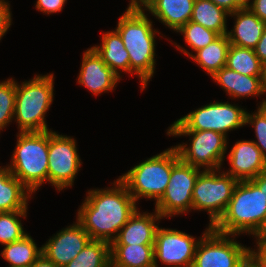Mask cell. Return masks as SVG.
<instances>
[{
  "mask_svg": "<svg viewBox=\"0 0 266 267\" xmlns=\"http://www.w3.org/2000/svg\"><path fill=\"white\" fill-rule=\"evenodd\" d=\"M113 187L90 189L77 210L76 220L92 240L111 243L138 209L127 186L117 178Z\"/></svg>",
  "mask_w": 266,
  "mask_h": 267,
  "instance_id": "1",
  "label": "cell"
},
{
  "mask_svg": "<svg viewBox=\"0 0 266 267\" xmlns=\"http://www.w3.org/2000/svg\"><path fill=\"white\" fill-rule=\"evenodd\" d=\"M147 15L144 9H126L115 28L129 53L130 75L138 76L141 91L154 77L156 35L161 34Z\"/></svg>",
  "mask_w": 266,
  "mask_h": 267,
  "instance_id": "2",
  "label": "cell"
},
{
  "mask_svg": "<svg viewBox=\"0 0 266 267\" xmlns=\"http://www.w3.org/2000/svg\"><path fill=\"white\" fill-rule=\"evenodd\" d=\"M266 224V197L251 180L239 181L224 214L212 226L222 234L255 238Z\"/></svg>",
  "mask_w": 266,
  "mask_h": 267,
  "instance_id": "3",
  "label": "cell"
},
{
  "mask_svg": "<svg viewBox=\"0 0 266 267\" xmlns=\"http://www.w3.org/2000/svg\"><path fill=\"white\" fill-rule=\"evenodd\" d=\"M54 74L35 75L22 84L16 81L15 111L13 120L18 132L49 131L45 115L54 99Z\"/></svg>",
  "mask_w": 266,
  "mask_h": 267,
  "instance_id": "4",
  "label": "cell"
},
{
  "mask_svg": "<svg viewBox=\"0 0 266 267\" xmlns=\"http://www.w3.org/2000/svg\"><path fill=\"white\" fill-rule=\"evenodd\" d=\"M8 168L32 193L48 182L49 131L19 132Z\"/></svg>",
  "mask_w": 266,
  "mask_h": 267,
  "instance_id": "5",
  "label": "cell"
},
{
  "mask_svg": "<svg viewBox=\"0 0 266 267\" xmlns=\"http://www.w3.org/2000/svg\"><path fill=\"white\" fill-rule=\"evenodd\" d=\"M174 167V147L147 158L118 178L127 186L137 202L140 198L154 199L155 204L165 193Z\"/></svg>",
  "mask_w": 266,
  "mask_h": 267,
  "instance_id": "6",
  "label": "cell"
},
{
  "mask_svg": "<svg viewBox=\"0 0 266 267\" xmlns=\"http://www.w3.org/2000/svg\"><path fill=\"white\" fill-rule=\"evenodd\" d=\"M168 136H189L188 143L174 146L179 158L193 167L204 170L221 169L226 159L228 140L225 135L212 130H167Z\"/></svg>",
  "mask_w": 266,
  "mask_h": 267,
  "instance_id": "7",
  "label": "cell"
},
{
  "mask_svg": "<svg viewBox=\"0 0 266 267\" xmlns=\"http://www.w3.org/2000/svg\"><path fill=\"white\" fill-rule=\"evenodd\" d=\"M246 108H241L238 104L213 101L210 104L190 111L177 121H175L167 130H212L225 135L245 125Z\"/></svg>",
  "mask_w": 266,
  "mask_h": 267,
  "instance_id": "8",
  "label": "cell"
},
{
  "mask_svg": "<svg viewBox=\"0 0 266 267\" xmlns=\"http://www.w3.org/2000/svg\"><path fill=\"white\" fill-rule=\"evenodd\" d=\"M204 170L195 183L192 194V210L206 211L212 227L224 214L239 182L225 171Z\"/></svg>",
  "mask_w": 266,
  "mask_h": 267,
  "instance_id": "9",
  "label": "cell"
},
{
  "mask_svg": "<svg viewBox=\"0 0 266 267\" xmlns=\"http://www.w3.org/2000/svg\"><path fill=\"white\" fill-rule=\"evenodd\" d=\"M235 237L216 232L208 224L197 244L192 267H241L252 248L242 245Z\"/></svg>",
  "mask_w": 266,
  "mask_h": 267,
  "instance_id": "10",
  "label": "cell"
},
{
  "mask_svg": "<svg viewBox=\"0 0 266 267\" xmlns=\"http://www.w3.org/2000/svg\"><path fill=\"white\" fill-rule=\"evenodd\" d=\"M183 162L174 147V167L171 170L168 186L155 210L164 218L186 214L192 210V194L196 180L203 171Z\"/></svg>",
  "mask_w": 266,
  "mask_h": 267,
  "instance_id": "11",
  "label": "cell"
},
{
  "mask_svg": "<svg viewBox=\"0 0 266 267\" xmlns=\"http://www.w3.org/2000/svg\"><path fill=\"white\" fill-rule=\"evenodd\" d=\"M49 130L48 183L58 192L72 187L82 160L73 137Z\"/></svg>",
  "mask_w": 266,
  "mask_h": 267,
  "instance_id": "12",
  "label": "cell"
},
{
  "mask_svg": "<svg viewBox=\"0 0 266 267\" xmlns=\"http://www.w3.org/2000/svg\"><path fill=\"white\" fill-rule=\"evenodd\" d=\"M200 238L176 229L158 227L154 242V267H159V261L166 267H192Z\"/></svg>",
  "mask_w": 266,
  "mask_h": 267,
  "instance_id": "13",
  "label": "cell"
},
{
  "mask_svg": "<svg viewBox=\"0 0 266 267\" xmlns=\"http://www.w3.org/2000/svg\"><path fill=\"white\" fill-rule=\"evenodd\" d=\"M91 237L76 220L59 230L42 247V254L58 267H64L91 241Z\"/></svg>",
  "mask_w": 266,
  "mask_h": 267,
  "instance_id": "14",
  "label": "cell"
},
{
  "mask_svg": "<svg viewBox=\"0 0 266 267\" xmlns=\"http://www.w3.org/2000/svg\"><path fill=\"white\" fill-rule=\"evenodd\" d=\"M81 61L77 83L87 88L92 94L98 96L103 92H112L120 82L117 75L92 47L84 51Z\"/></svg>",
  "mask_w": 266,
  "mask_h": 267,
  "instance_id": "15",
  "label": "cell"
},
{
  "mask_svg": "<svg viewBox=\"0 0 266 267\" xmlns=\"http://www.w3.org/2000/svg\"><path fill=\"white\" fill-rule=\"evenodd\" d=\"M225 171L238 181L251 180L266 170V158L251 140H239L232 146Z\"/></svg>",
  "mask_w": 266,
  "mask_h": 267,
  "instance_id": "16",
  "label": "cell"
},
{
  "mask_svg": "<svg viewBox=\"0 0 266 267\" xmlns=\"http://www.w3.org/2000/svg\"><path fill=\"white\" fill-rule=\"evenodd\" d=\"M162 218L155 209L153 213H140L138 208L110 245H154L156 231ZM157 221L159 222L156 223Z\"/></svg>",
  "mask_w": 266,
  "mask_h": 267,
  "instance_id": "17",
  "label": "cell"
},
{
  "mask_svg": "<svg viewBox=\"0 0 266 267\" xmlns=\"http://www.w3.org/2000/svg\"><path fill=\"white\" fill-rule=\"evenodd\" d=\"M234 26L227 36L231 45L254 49L266 29V21L260 20L250 9L241 8L230 13Z\"/></svg>",
  "mask_w": 266,
  "mask_h": 267,
  "instance_id": "18",
  "label": "cell"
},
{
  "mask_svg": "<svg viewBox=\"0 0 266 267\" xmlns=\"http://www.w3.org/2000/svg\"><path fill=\"white\" fill-rule=\"evenodd\" d=\"M213 81L229 95L230 98H248L265 95L263 77H252L222 67L212 77Z\"/></svg>",
  "mask_w": 266,
  "mask_h": 267,
  "instance_id": "19",
  "label": "cell"
},
{
  "mask_svg": "<svg viewBox=\"0 0 266 267\" xmlns=\"http://www.w3.org/2000/svg\"><path fill=\"white\" fill-rule=\"evenodd\" d=\"M194 3L195 0H151L144 10L177 32L190 21Z\"/></svg>",
  "mask_w": 266,
  "mask_h": 267,
  "instance_id": "20",
  "label": "cell"
},
{
  "mask_svg": "<svg viewBox=\"0 0 266 267\" xmlns=\"http://www.w3.org/2000/svg\"><path fill=\"white\" fill-rule=\"evenodd\" d=\"M92 48L120 80L122 72L130 74L129 53L116 30L104 32L101 44L92 46Z\"/></svg>",
  "mask_w": 266,
  "mask_h": 267,
  "instance_id": "21",
  "label": "cell"
},
{
  "mask_svg": "<svg viewBox=\"0 0 266 267\" xmlns=\"http://www.w3.org/2000/svg\"><path fill=\"white\" fill-rule=\"evenodd\" d=\"M32 194L8 166H0V212L27 211Z\"/></svg>",
  "mask_w": 266,
  "mask_h": 267,
  "instance_id": "22",
  "label": "cell"
},
{
  "mask_svg": "<svg viewBox=\"0 0 266 267\" xmlns=\"http://www.w3.org/2000/svg\"><path fill=\"white\" fill-rule=\"evenodd\" d=\"M173 44L180 52L196 62L203 71L205 70L210 77L226 66L227 52L230 46L227 34L220 35L215 41L194 54L175 42Z\"/></svg>",
  "mask_w": 266,
  "mask_h": 267,
  "instance_id": "23",
  "label": "cell"
},
{
  "mask_svg": "<svg viewBox=\"0 0 266 267\" xmlns=\"http://www.w3.org/2000/svg\"><path fill=\"white\" fill-rule=\"evenodd\" d=\"M111 267H154V245H110Z\"/></svg>",
  "mask_w": 266,
  "mask_h": 267,
  "instance_id": "24",
  "label": "cell"
},
{
  "mask_svg": "<svg viewBox=\"0 0 266 267\" xmlns=\"http://www.w3.org/2000/svg\"><path fill=\"white\" fill-rule=\"evenodd\" d=\"M3 246L1 256L10 264L7 267H31L42 255V247H37L30 234L25 235L21 240Z\"/></svg>",
  "mask_w": 266,
  "mask_h": 267,
  "instance_id": "25",
  "label": "cell"
},
{
  "mask_svg": "<svg viewBox=\"0 0 266 267\" xmlns=\"http://www.w3.org/2000/svg\"><path fill=\"white\" fill-rule=\"evenodd\" d=\"M230 15L226 10L215 5L211 0H195L190 21L217 32L227 34V18Z\"/></svg>",
  "mask_w": 266,
  "mask_h": 267,
  "instance_id": "26",
  "label": "cell"
},
{
  "mask_svg": "<svg viewBox=\"0 0 266 267\" xmlns=\"http://www.w3.org/2000/svg\"><path fill=\"white\" fill-rule=\"evenodd\" d=\"M226 67L243 75L263 77L264 65L251 48H241L230 44Z\"/></svg>",
  "mask_w": 266,
  "mask_h": 267,
  "instance_id": "27",
  "label": "cell"
},
{
  "mask_svg": "<svg viewBox=\"0 0 266 267\" xmlns=\"http://www.w3.org/2000/svg\"><path fill=\"white\" fill-rule=\"evenodd\" d=\"M64 267H111L110 243L103 240H91Z\"/></svg>",
  "mask_w": 266,
  "mask_h": 267,
  "instance_id": "28",
  "label": "cell"
},
{
  "mask_svg": "<svg viewBox=\"0 0 266 267\" xmlns=\"http://www.w3.org/2000/svg\"><path fill=\"white\" fill-rule=\"evenodd\" d=\"M27 211L0 212V244L5 245L21 240L28 234L24 231L21 220L26 218Z\"/></svg>",
  "mask_w": 266,
  "mask_h": 267,
  "instance_id": "29",
  "label": "cell"
},
{
  "mask_svg": "<svg viewBox=\"0 0 266 267\" xmlns=\"http://www.w3.org/2000/svg\"><path fill=\"white\" fill-rule=\"evenodd\" d=\"M177 33L183 35L184 41L194 52L208 46L220 36L217 32L193 21L186 23Z\"/></svg>",
  "mask_w": 266,
  "mask_h": 267,
  "instance_id": "30",
  "label": "cell"
},
{
  "mask_svg": "<svg viewBox=\"0 0 266 267\" xmlns=\"http://www.w3.org/2000/svg\"><path fill=\"white\" fill-rule=\"evenodd\" d=\"M16 81L9 78L0 82V131L13 121L15 111Z\"/></svg>",
  "mask_w": 266,
  "mask_h": 267,
  "instance_id": "31",
  "label": "cell"
},
{
  "mask_svg": "<svg viewBox=\"0 0 266 267\" xmlns=\"http://www.w3.org/2000/svg\"><path fill=\"white\" fill-rule=\"evenodd\" d=\"M253 126L257 140H252L261 150L262 155L266 158V98L260 102L257 111L248 113L246 111L245 125Z\"/></svg>",
  "mask_w": 266,
  "mask_h": 267,
  "instance_id": "32",
  "label": "cell"
},
{
  "mask_svg": "<svg viewBox=\"0 0 266 267\" xmlns=\"http://www.w3.org/2000/svg\"><path fill=\"white\" fill-rule=\"evenodd\" d=\"M9 1L0 0V41L12 25V13Z\"/></svg>",
  "mask_w": 266,
  "mask_h": 267,
  "instance_id": "33",
  "label": "cell"
},
{
  "mask_svg": "<svg viewBox=\"0 0 266 267\" xmlns=\"http://www.w3.org/2000/svg\"><path fill=\"white\" fill-rule=\"evenodd\" d=\"M67 0H37L35 8L44 14L50 15L62 11Z\"/></svg>",
  "mask_w": 266,
  "mask_h": 267,
  "instance_id": "34",
  "label": "cell"
},
{
  "mask_svg": "<svg viewBox=\"0 0 266 267\" xmlns=\"http://www.w3.org/2000/svg\"><path fill=\"white\" fill-rule=\"evenodd\" d=\"M260 20L266 21V0H252L248 7Z\"/></svg>",
  "mask_w": 266,
  "mask_h": 267,
  "instance_id": "35",
  "label": "cell"
},
{
  "mask_svg": "<svg viewBox=\"0 0 266 267\" xmlns=\"http://www.w3.org/2000/svg\"><path fill=\"white\" fill-rule=\"evenodd\" d=\"M256 56L259 58L260 62L266 64V29L262 33L261 39L257 43V46L254 48Z\"/></svg>",
  "mask_w": 266,
  "mask_h": 267,
  "instance_id": "36",
  "label": "cell"
},
{
  "mask_svg": "<svg viewBox=\"0 0 266 267\" xmlns=\"http://www.w3.org/2000/svg\"><path fill=\"white\" fill-rule=\"evenodd\" d=\"M256 248L251 250V253L266 267V242H256Z\"/></svg>",
  "mask_w": 266,
  "mask_h": 267,
  "instance_id": "37",
  "label": "cell"
},
{
  "mask_svg": "<svg viewBox=\"0 0 266 267\" xmlns=\"http://www.w3.org/2000/svg\"><path fill=\"white\" fill-rule=\"evenodd\" d=\"M218 7L223 8L228 13H233L241 7L235 2V0H211Z\"/></svg>",
  "mask_w": 266,
  "mask_h": 267,
  "instance_id": "38",
  "label": "cell"
},
{
  "mask_svg": "<svg viewBox=\"0 0 266 267\" xmlns=\"http://www.w3.org/2000/svg\"><path fill=\"white\" fill-rule=\"evenodd\" d=\"M251 181L263 191L264 196L266 197V170L260 173L257 177L251 179Z\"/></svg>",
  "mask_w": 266,
  "mask_h": 267,
  "instance_id": "39",
  "label": "cell"
},
{
  "mask_svg": "<svg viewBox=\"0 0 266 267\" xmlns=\"http://www.w3.org/2000/svg\"><path fill=\"white\" fill-rule=\"evenodd\" d=\"M31 267H58L43 254L32 264Z\"/></svg>",
  "mask_w": 266,
  "mask_h": 267,
  "instance_id": "40",
  "label": "cell"
},
{
  "mask_svg": "<svg viewBox=\"0 0 266 267\" xmlns=\"http://www.w3.org/2000/svg\"><path fill=\"white\" fill-rule=\"evenodd\" d=\"M241 267H264L261 262L251 253L241 264Z\"/></svg>",
  "mask_w": 266,
  "mask_h": 267,
  "instance_id": "41",
  "label": "cell"
},
{
  "mask_svg": "<svg viewBox=\"0 0 266 267\" xmlns=\"http://www.w3.org/2000/svg\"><path fill=\"white\" fill-rule=\"evenodd\" d=\"M127 9H144L151 0H130Z\"/></svg>",
  "mask_w": 266,
  "mask_h": 267,
  "instance_id": "42",
  "label": "cell"
},
{
  "mask_svg": "<svg viewBox=\"0 0 266 267\" xmlns=\"http://www.w3.org/2000/svg\"><path fill=\"white\" fill-rule=\"evenodd\" d=\"M256 242H266V224L256 237Z\"/></svg>",
  "mask_w": 266,
  "mask_h": 267,
  "instance_id": "43",
  "label": "cell"
},
{
  "mask_svg": "<svg viewBox=\"0 0 266 267\" xmlns=\"http://www.w3.org/2000/svg\"><path fill=\"white\" fill-rule=\"evenodd\" d=\"M235 2L241 7V8H248L251 5L252 0H235Z\"/></svg>",
  "mask_w": 266,
  "mask_h": 267,
  "instance_id": "44",
  "label": "cell"
},
{
  "mask_svg": "<svg viewBox=\"0 0 266 267\" xmlns=\"http://www.w3.org/2000/svg\"><path fill=\"white\" fill-rule=\"evenodd\" d=\"M263 82H264V88L266 91V64L264 65V68H263Z\"/></svg>",
  "mask_w": 266,
  "mask_h": 267,
  "instance_id": "45",
  "label": "cell"
}]
</instances>
